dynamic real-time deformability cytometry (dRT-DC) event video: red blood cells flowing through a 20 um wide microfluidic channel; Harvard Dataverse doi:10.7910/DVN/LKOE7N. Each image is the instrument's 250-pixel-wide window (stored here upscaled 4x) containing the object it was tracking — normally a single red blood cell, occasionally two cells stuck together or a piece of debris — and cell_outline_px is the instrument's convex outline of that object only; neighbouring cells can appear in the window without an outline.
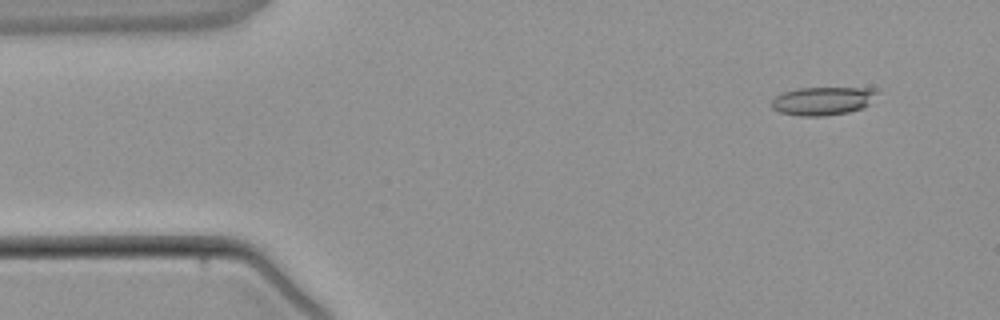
{"species": "common noctule bat (a hibernating species)", "species_latin": "Nyctalus noctula", "temperature_condition": "warm", "stored_images_in_passage": 3, "camera_frame_rate_fps": 3000, "um_per_image_px": 0.085, "animal": {"sex": "male", "body_mass_g": 21.5, "forearm_length_mm": 52.0}, "frame": {"image": 1, "passage_image": 1, "time_ms": 0.0, "image_size_px": [1000, 320], "cell_outline_px": [[880, 92], [864, 108], [848, 112], [824, 116], [800, 116], [780, 112], [772, 108], [772, 100], [776, 96], [784, 92], [800, 88], [876, 88]], "centroid_in_image_um": [69.97, 8.58], "position_along_channel_um": 15.0, "area_um2": 17.4}}
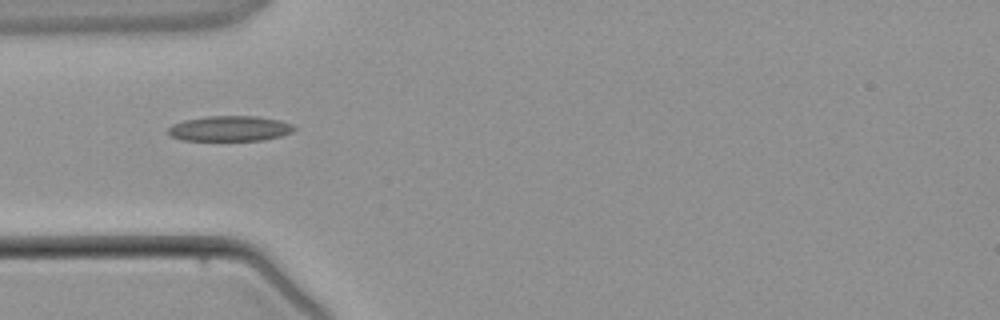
{"frame": {"image": 2, "passage_image": 3, "time_ms": 3.0, "image_size_px": [1000, 320], "cell_outline_px": [[296, 128], [292, 132], [280, 136], [264, 140], [184, 140], [172, 136], [168, 132], [168, 128], [172, 124], [184, 120], [208, 116], [256, 116], [276, 120], [292, 124]], "centroid_in_image_um": [19.53, 10.92], "position_along_channel_um": 65.5, "area_um2": 18.38}}